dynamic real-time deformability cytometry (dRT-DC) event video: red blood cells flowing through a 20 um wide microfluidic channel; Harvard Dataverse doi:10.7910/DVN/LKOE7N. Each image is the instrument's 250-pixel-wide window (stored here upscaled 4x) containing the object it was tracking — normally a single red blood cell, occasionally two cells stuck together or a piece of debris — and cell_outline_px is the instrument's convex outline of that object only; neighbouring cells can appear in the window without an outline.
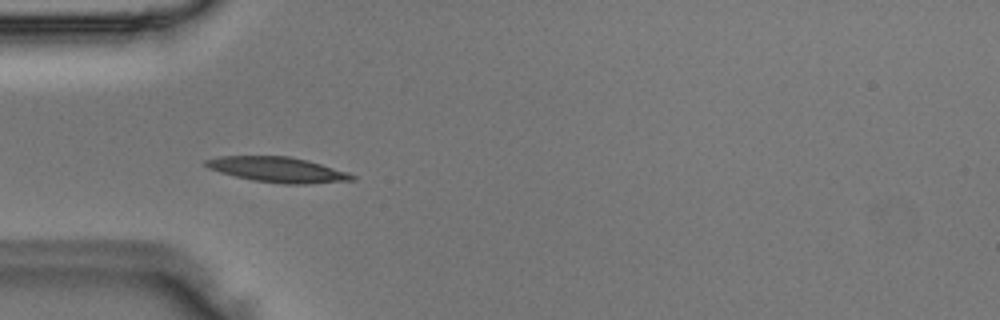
{"species": "Egyptian fruit bat (a non-hibernating species)", "species_latin": "Rousettus aegyptiacus", "temperature_condition": "room temperature", "stored_images_in_passage": 6, "camera_frame_rate_fps": 3000, "um_per_image_px": 0.085, "animal": {"sex": "male"}, "frame": {"image": 1, "passage_image": 4, "time_ms": 1.0, "image_size_px": [1000, 320], "cell_outline_px": [[356, 180], [308, 184], [284, 184], [252, 180], [220, 172], [208, 168], [204, 164], [204, 160], [220, 156], [288, 156], [308, 160], [348, 172], [356, 176]], "centroid_in_image_um": [23.63, 14.42], "position_along_channel_um": 61.4, "area_um2": 21.56}}
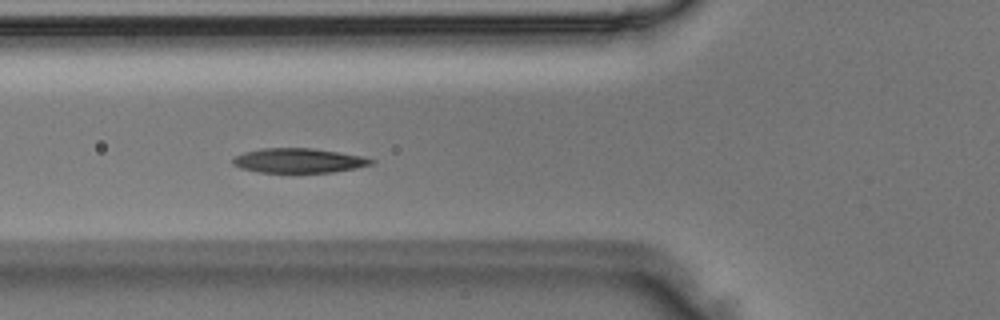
{"frame": {"image": 2, "passage_image": 5, "time_ms": 1.333, "image_size_px": [1000, 320], "cell_outline_px": [[376, 160], [372, 164], [356, 168], [332, 172], [260, 172], [240, 168], [232, 164], [232, 160], [236, 156], [244, 152], [260, 148], [312, 148], [360, 156]], "centroid_in_image_um": [25.35, 13.65], "position_along_channel_um": 100.4, "area_um2": 19.59}}
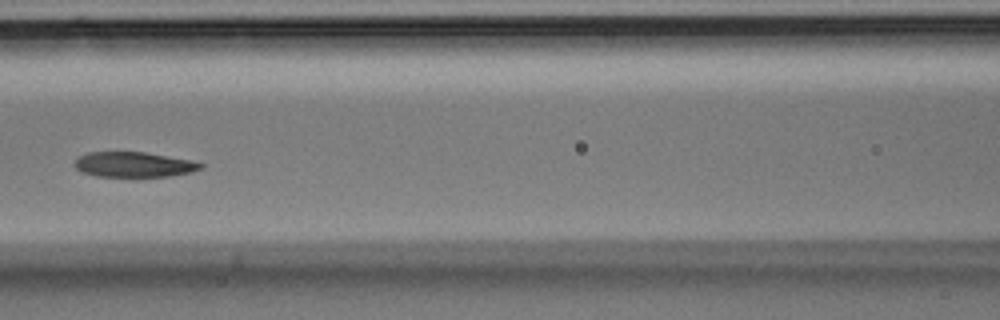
{"frame": {"image": 3, "passage_image": 6, "time_ms": 1.667, "image_size_px": [1000, 320], "cell_outline_px": [[204, 168], [192, 172], [168, 176], [96, 176], [84, 172], [76, 168], [72, 164], [80, 156], [88, 152], [144, 152], [192, 160], [204, 164]], "centroid_in_image_um": [11.41, 13.98], "position_along_channel_um": 155.2, "area_um2": 18.38}}